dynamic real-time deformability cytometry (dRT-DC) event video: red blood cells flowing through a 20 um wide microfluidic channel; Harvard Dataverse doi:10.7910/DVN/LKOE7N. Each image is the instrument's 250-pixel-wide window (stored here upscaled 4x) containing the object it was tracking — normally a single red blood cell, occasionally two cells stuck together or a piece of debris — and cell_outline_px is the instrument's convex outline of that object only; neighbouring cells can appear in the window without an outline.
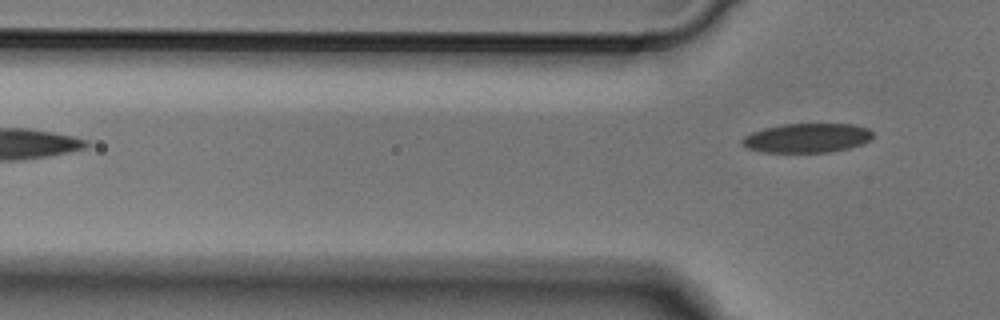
{"species": "Egyptian fruit bat (a non-hibernating species)", "species_latin": "Rousettus aegyptiacus", "temperature_condition": "cold", "stored_images_in_passage": 4, "camera_frame_rate_fps": 3000, "um_per_image_px": 0.085, "animal": {"sex": "male"}, "frame": {"image": 1, "passage_image": 4, "time_ms": 1.0, "image_size_px": [1000, 320], "cell_outline_px": [[872, 140], [848, 148], [832, 152], [764, 152], [748, 148], [740, 144], [740, 140], [744, 136], [752, 132], [764, 128], [780, 124], [852, 124], [868, 128], [872, 132]], "centroid_in_image_um": [68.57, 11.72], "position_along_channel_um": 57.2, "area_um2": 22.37}}